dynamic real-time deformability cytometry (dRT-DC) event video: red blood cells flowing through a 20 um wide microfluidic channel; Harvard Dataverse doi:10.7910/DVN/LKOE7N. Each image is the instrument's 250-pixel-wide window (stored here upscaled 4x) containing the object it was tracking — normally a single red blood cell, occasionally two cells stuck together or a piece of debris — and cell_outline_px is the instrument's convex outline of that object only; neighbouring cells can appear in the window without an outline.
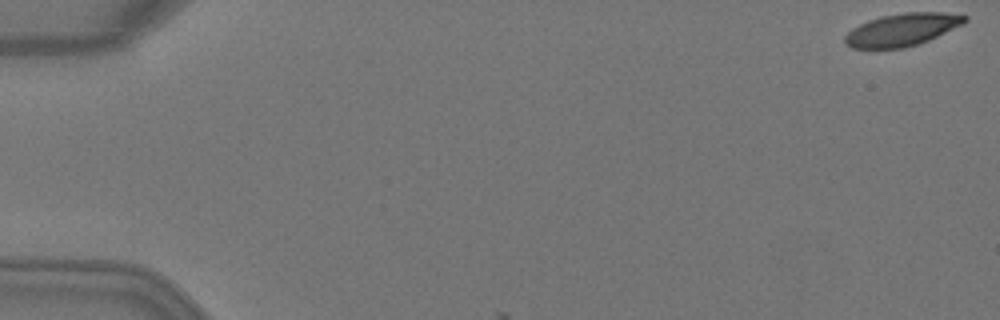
{"species": "Egyptian fruit bat (a non-hibernating species)", "species_latin": "Rousettus aegyptiacus", "temperature_condition": "warm", "stored_images_in_passage": 2, "camera_frame_rate_fps": 3000, "um_per_image_px": 0.085, "animal": {"sex": "female"}, "frame": {"image": 1, "passage_image": 1, "time_ms": 0.0, "image_size_px": [1000, 320], "cell_outline_px": [[968, 20], [964, 24], [928, 40], [904, 48], [852, 48], [844, 44], [844, 36], [852, 28], [868, 20], [884, 16], [904, 12], [944, 12], [968, 16]], "centroid_in_image_um": [76.68, 2.52], "position_along_channel_um": 8.3, "area_um2": 22.66}}